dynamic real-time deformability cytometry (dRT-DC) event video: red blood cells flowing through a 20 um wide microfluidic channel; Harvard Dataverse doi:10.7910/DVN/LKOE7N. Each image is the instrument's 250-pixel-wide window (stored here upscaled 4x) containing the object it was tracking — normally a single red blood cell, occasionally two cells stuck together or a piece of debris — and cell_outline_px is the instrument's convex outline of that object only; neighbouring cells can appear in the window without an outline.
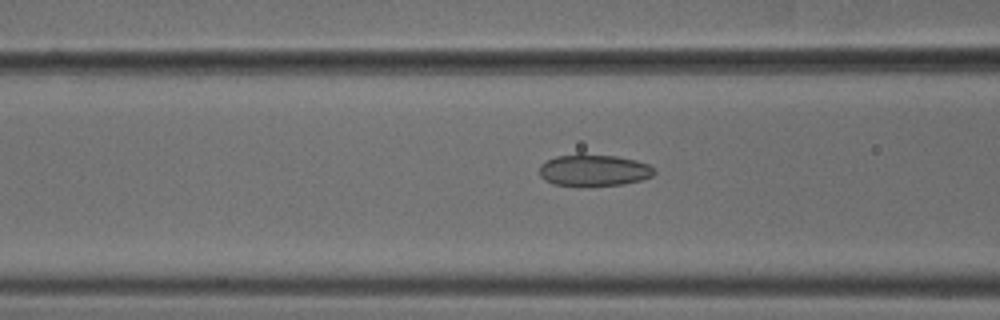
{"species": "common noctule bat (a hibernating species)", "species_latin": "Nyctalus noctula", "temperature_condition": "cold", "stored_images_in_passage": 43, "camera_frame_rate_fps": 3000, "um_per_image_px": 0.085, "animal": {"sex": "male", "body_mass_g": 18.8}, "frame": {"image": 1, "passage_image": 11, "time_ms": 3.333, "image_size_px": [1000, 320], "cell_outline_px": [[656, 172], [652, 176], [640, 180], [624, 184], [588, 188], [580, 188], [552, 184], [544, 180], [540, 176], [540, 164], [556, 156], [580, 152], [616, 156], [636, 160], [648, 164]], "centroid_in_image_um": [50.43, 14.49], "position_along_channel_um": 116.2, "area_um2": 22.2}}
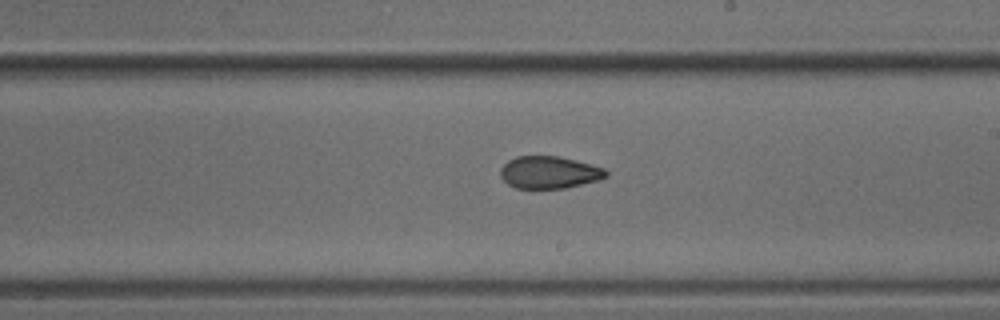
{"frame": {"image": 2, "passage_image": 21, "time_ms": 6.667, "image_size_px": [1000, 320], "cell_outline_px": [[608, 176], [600, 180], [564, 188], [516, 188], [508, 184], [500, 176], [500, 168], [508, 160], [516, 156], [556, 156], [576, 160], [592, 164], [604, 168], [608, 172]], "centroid_in_image_um": [46.69, 14.65], "position_along_channel_um": 242.3, "area_um2": 19.94}}
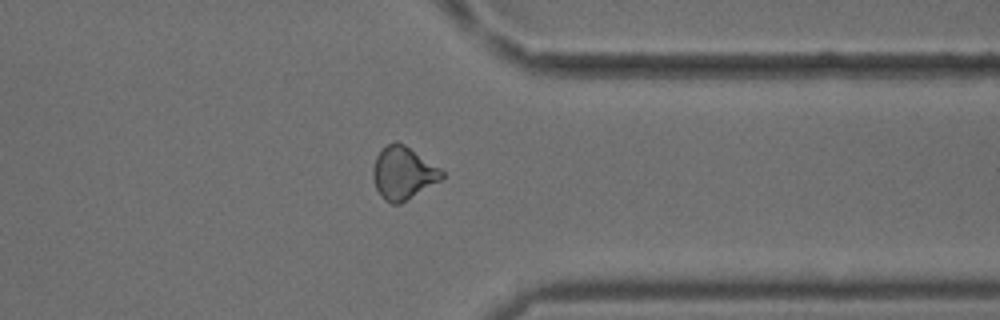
{"frame": {"image": 3, "passage_image": 32, "time_ms": 10.333, "image_size_px": [1000, 320], "cell_outline_px": [[444, 176], [440, 180], [400, 204], [392, 204], [384, 200], [380, 196], [376, 188], [372, 176], [372, 168], [376, 156], [388, 144], [396, 140], [404, 144], [440, 168], [444, 172]], "centroid_in_image_um": [34.24, 14.71], "position_along_channel_um": 377.2, "area_um2": 21.04}, "authors_computed_cell_mechanics": {"area_um2": 20.6346, "velocity_mm_per_s": 3.7807, "shape_relaxation_time_tau1_ms": null, "shape_relaxation_time_tau2_ms": 1.8471, "deformation_change_tau1": null, "deformation_change_tau2": 0.072}}